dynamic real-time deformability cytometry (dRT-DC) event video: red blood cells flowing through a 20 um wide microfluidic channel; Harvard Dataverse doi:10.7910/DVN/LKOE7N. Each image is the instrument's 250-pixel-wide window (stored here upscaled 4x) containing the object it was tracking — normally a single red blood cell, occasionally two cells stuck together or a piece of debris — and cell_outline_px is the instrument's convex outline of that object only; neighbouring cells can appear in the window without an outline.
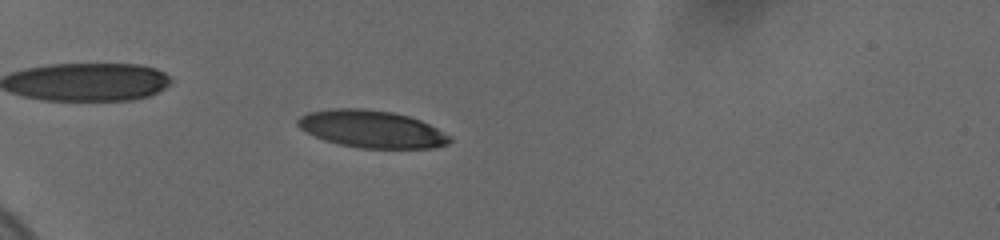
{"species": "human", "species_latin": "Homo sapiens", "temperature_condition": "cold", "stored_images_in_passage": 22, "camera_frame_rate_fps": 3000, "um_per_image_px": 0.085, "donor": {"sex": "female"}, "frame": {"image": 1, "passage_image": 13, "time_ms": 5.667, "image_size_px": [1000, 240], "cell_outline_px": [[452, 140], [448, 144], [432, 148], [360, 148], [340, 144], [324, 140], [300, 128], [296, 124], [296, 120], [300, 116], [308, 112], [328, 108], [364, 108], [392, 112], [408, 116], [420, 120], [452, 136]], "centroid_in_image_um": [31.59, 10.96], "position_along_channel_um": 53.4, "area_um2": 33.12}}
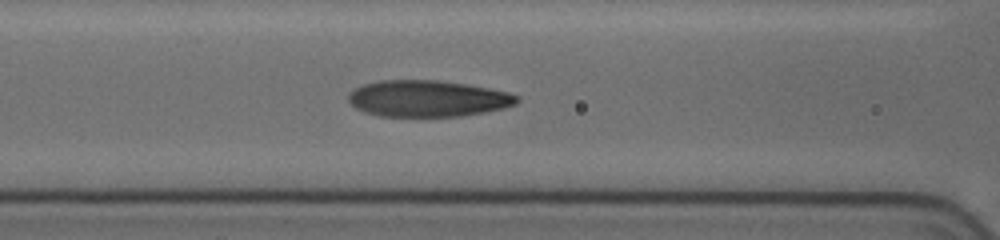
{"frame": {"image": 2, "passage_image": 19, "time_ms": 8.667, "image_size_px": [1000, 240], "cell_outline_px": [[520, 100], [516, 104], [504, 108], [484, 112], [460, 116], [380, 116], [364, 112], [356, 108], [348, 100], [348, 96], [356, 88], [364, 84], [380, 80], [436, 80], [464, 84], [488, 88], [508, 92], [520, 96]], "centroid_in_image_um": [36.37, 8.38], "position_along_channel_um": 130.2, "area_um2": 35.6}}
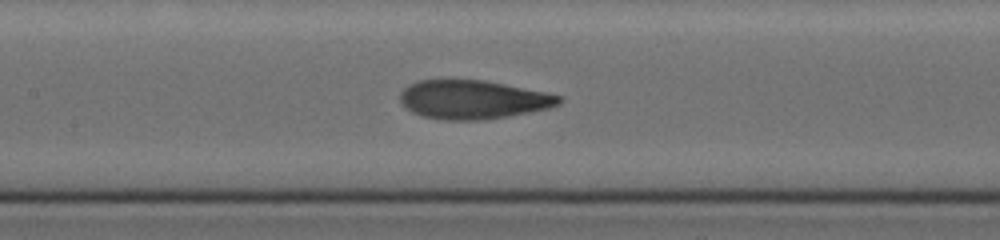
{"frame": {"image": 3, "passage_image": 21, "time_ms": 9.667, "image_size_px": [1000, 240], "cell_outline_px": [[560, 104], [548, 108], [508, 116], [484, 120], [444, 120], [424, 116], [412, 112], [404, 108], [400, 100], [400, 92], [408, 84], [420, 80], [484, 80], [544, 92], [560, 96]], "centroid_in_image_um": [40.14, 8.47], "position_along_channel_um": 167.3, "area_um2": 35.66}}